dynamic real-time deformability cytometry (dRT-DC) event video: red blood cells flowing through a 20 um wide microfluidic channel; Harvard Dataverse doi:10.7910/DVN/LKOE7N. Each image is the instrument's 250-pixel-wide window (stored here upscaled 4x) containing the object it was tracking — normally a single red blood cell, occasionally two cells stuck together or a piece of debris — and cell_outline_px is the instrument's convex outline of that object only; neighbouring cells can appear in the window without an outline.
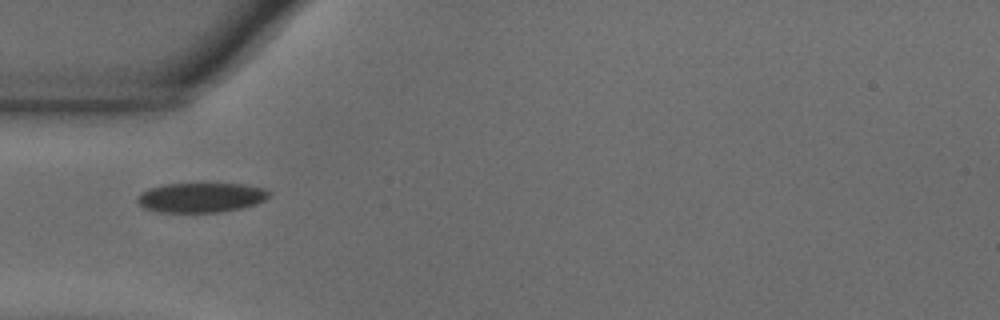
{"species": "common noctule bat (a hibernating species)", "species_latin": "Nyctalus noctula", "temperature_condition": "warm", "stored_images_in_passage": 39, "camera_frame_rate_fps": 3000, "um_per_image_px": 0.085, "animal": {"sex": "male", "body_mass_g": 18.8}, "frame": {"image": 1, "passage_image": 1, "time_ms": 0.0, "image_size_px": [1000, 320], "cell_outline_px": [[272, 196], [256, 204], [240, 208], [220, 212], [156, 212], [144, 208], [136, 200], [136, 196], [152, 188], [164, 184], [244, 184], [264, 188], [272, 192]], "centroid_in_image_um": [17.13, 16.79], "position_along_channel_um": 67.9, "area_um2": 22.77}}
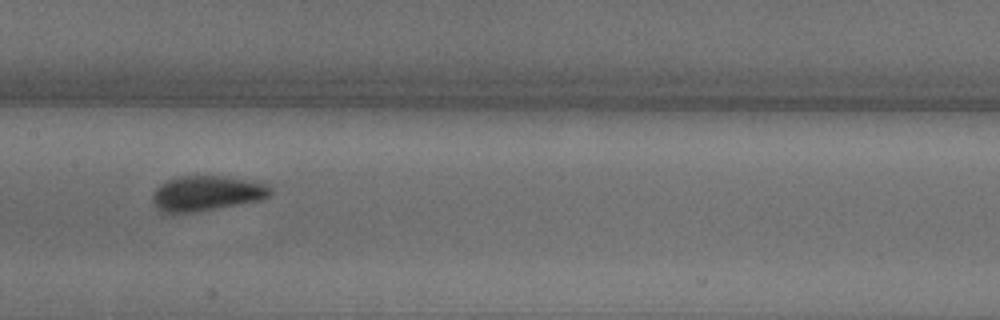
{"frame": {"image": 2, "passage_image": 11, "time_ms": 3.333, "image_size_px": [1000, 320], "cell_outline_px": [[272, 192], [268, 196], [260, 200], [196, 212], [172, 216], [160, 212], [156, 208], [152, 200], [152, 196], [156, 188], [160, 184], [176, 176], [220, 176], [268, 184], [272, 188]], "centroid_in_image_um": [17.48, 16.47], "position_along_channel_um": 189.9, "area_um2": 24.45}}
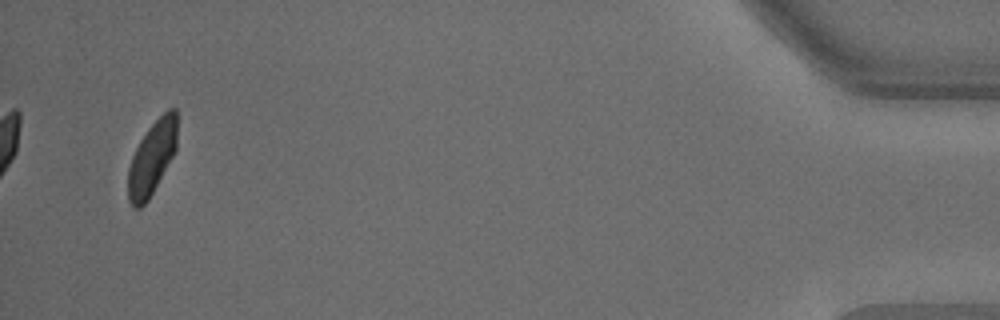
{"frame": {"image": 3, "passage_image": 37, "time_ms": 12.0, "image_size_px": [1000, 320], "cell_outline_px": [[176, 148], [172, 156], [148, 200], [140, 208], [132, 208], [128, 200], [128, 168], [132, 156], [140, 140], [148, 128], [168, 108], [176, 108]], "centroid_in_image_um": [12.89, 13.44], "position_along_channel_um": 422.3, "area_um2": 20.69}, "authors_computed_cell_mechanics": {"area_um2": 22.7732, "velocity_mm_per_s": 3.6357, "shape_relaxation_time_tau1_ms": 4.1289, "shape_relaxation_time_tau2_ms": null, "deformation_change_tau1": 0.1301, "deformation_change_tau2": null}}